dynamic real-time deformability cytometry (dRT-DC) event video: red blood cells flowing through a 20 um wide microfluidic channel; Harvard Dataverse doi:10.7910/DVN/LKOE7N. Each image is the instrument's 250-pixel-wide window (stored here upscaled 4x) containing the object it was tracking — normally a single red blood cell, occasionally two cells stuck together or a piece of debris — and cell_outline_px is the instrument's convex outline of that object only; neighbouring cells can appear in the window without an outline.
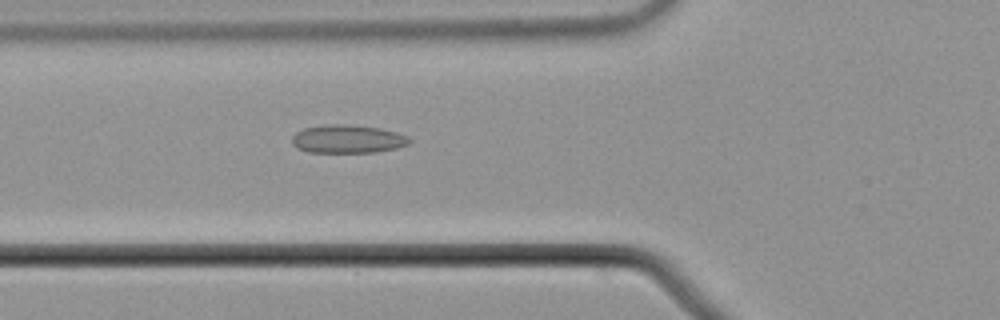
{"species": "common noctule bat (a hibernating species)", "species_latin": "Nyctalus noctula", "temperature_condition": "cold", "stored_images_in_passage": 46, "camera_frame_rate_fps": 3000, "um_per_image_px": 0.085, "animal": {"sex": "male", "body_mass_g": 21.5, "forearm_length_mm": 52.0}, "frame": {"image": 1, "passage_image": 11, "time_ms": 3.333, "image_size_px": [1000, 320], "cell_outline_px": [[412, 140], [408, 144], [396, 148], [376, 152], [308, 152], [292, 144], [292, 136], [296, 132], [304, 128], [328, 124], [344, 124], [380, 128], [396, 132], [408, 136]], "centroid_in_image_um": [29.56, 11.81], "position_along_channel_um": 96.2, "area_um2": 19.25}}
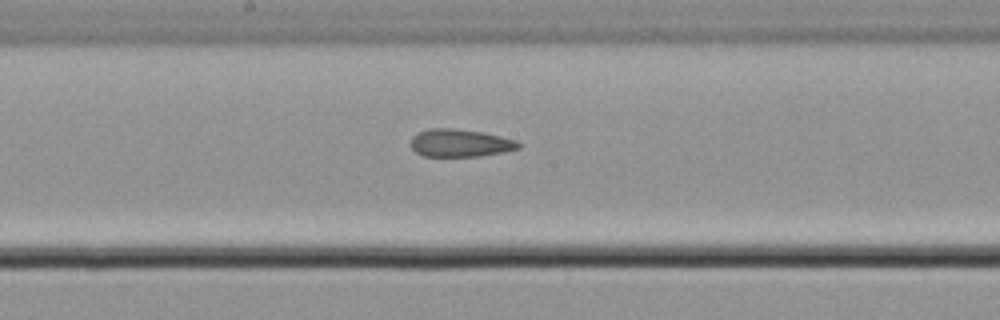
{"frame": {"image": 2, "passage_image": 20, "time_ms": 6.333, "image_size_px": [1000, 320], "cell_outline_px": [[520, 148], [480, 156], [424, 156], [416, 152], [412, 148], [412, 136], [428, 128], [452, 128], [484, 132], [516, 140], [520, 144]], "centroid_in_image_um": [39.11, 12.15], "position_along_channel_um": 209.1, "area_um2": 17.22}}
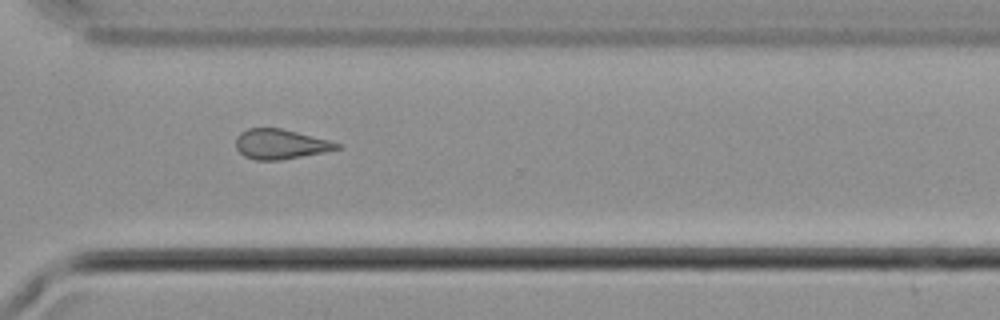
{"frame": {"image": 3, "passage_image": 31, "time_ms": 10.0, "image_size_px": [1000, 320], "cell_outline_px": [[340, 148], [324, 152], [280, 160], [256, 160], [244, 156], [236, 148], [236, 136], [240, 132], [248, 128], [280, 128], [328, 140], [340, 144]], "centroid_in_image_um": [23.79, 12.25], "position_along_channel_um": 346.8, "area_um2": 17.4}, "authors_computed_cell_mechanics": {"area_um2": 17.918, "velocity_mm_per_s": 3.7451, "shape_relaxation_time_tau1_ms": null, "shape_relaxation_time_tau2_ms": 3.1976, "deformation_change_tau1": null, "deformation_change_tau2": 0.1163}}